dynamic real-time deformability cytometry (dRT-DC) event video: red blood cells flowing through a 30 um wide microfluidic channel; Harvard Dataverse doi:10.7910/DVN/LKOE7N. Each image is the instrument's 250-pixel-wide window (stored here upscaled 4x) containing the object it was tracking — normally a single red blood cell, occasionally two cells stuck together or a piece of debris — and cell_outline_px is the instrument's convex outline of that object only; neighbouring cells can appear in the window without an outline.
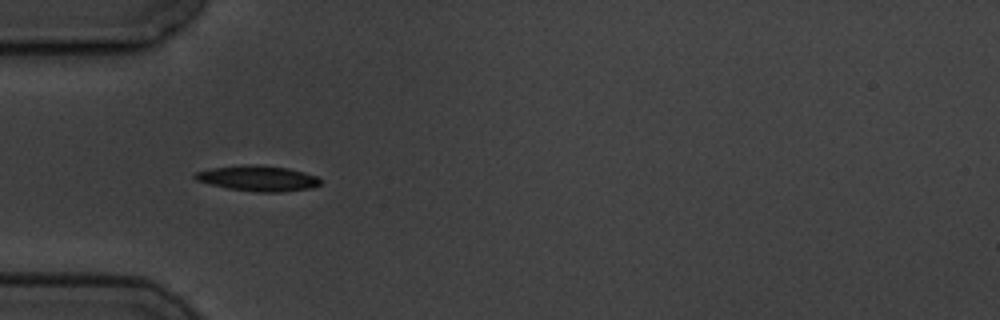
{"species": "common noctule bat (a hibernating species)", "species_latin": "Nyctalus noctula", "temperature_condition": "cold", "stored_images_in_passage": 7, "camera_frame_rate_fps": 3000, "um_per_image_px": 0.085, "animal": {"sex": "male", "body_mass_g": 19.5, "forearm_length_mm": 54.6}, "frame": {"image": 1, "passage_image": 5, "time_ms": 4.667, "image_size_px": [1000, 320], "cell_outline_px": [[320, 184], [312, 188], [280, 192], [256, 192], [228, 188], [196, 180], [192, 176], [196, 172], [212, 168], [256, 164], [288, 168], [304, 172], [316, 176], [320, 180]], "centroid_in_image_um": [21.94, 15.16], "position_along_channel_um": 63.1, "area_um2": 18.38}}
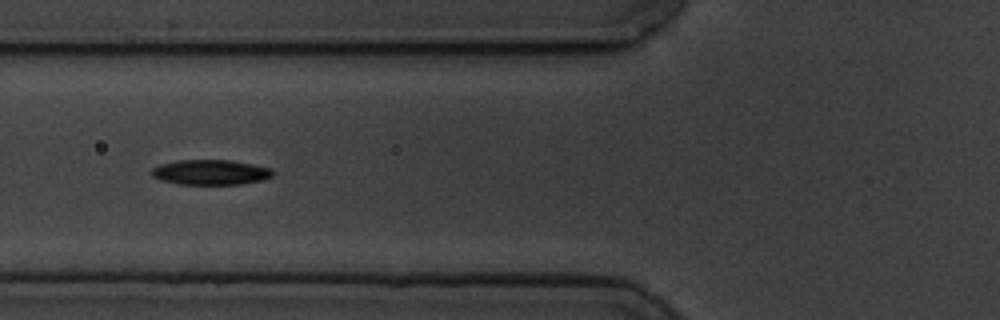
{"frame": {"image": 2, "passage_image": 6, "time_ms": 6.0, "image_size_px": [1000, 320], "cell_outline_px": [[276, 172], [272, 176], [264, 180], [240, 184], [180, 184], [160, 180], [152, 176], [152, 168], [160, 164], [176, 160], [228, 160], [252, 164], [272, 168]], "centroid_in_image_um": [17.92, 14.64], "position_along_channel_um": 107.9, "area_um2": 17.8}}
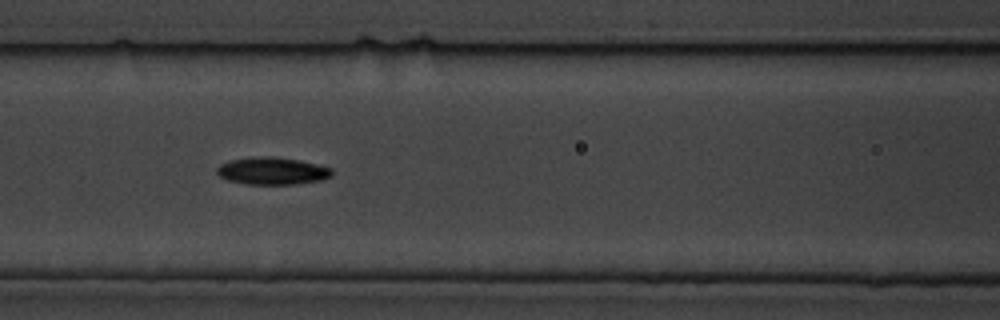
{"frame": {"image": 3, "passage_image": 7, "time_ms": 7.0, "image_size_px": [1000, 320], "cell_outline_px": [[332, 176], [320, 180], [296, 184], [244, 184], [228, 180], [220, 176], [216, 172], [216, 168], [220, 164], [228, 160], [260, 156], [268, 156], [300, 160], [332, 168]], "centroid_in_image_um": [23.12, 14.53], "position_along_channel_um": 143.5, "area_um2": 18.32}}